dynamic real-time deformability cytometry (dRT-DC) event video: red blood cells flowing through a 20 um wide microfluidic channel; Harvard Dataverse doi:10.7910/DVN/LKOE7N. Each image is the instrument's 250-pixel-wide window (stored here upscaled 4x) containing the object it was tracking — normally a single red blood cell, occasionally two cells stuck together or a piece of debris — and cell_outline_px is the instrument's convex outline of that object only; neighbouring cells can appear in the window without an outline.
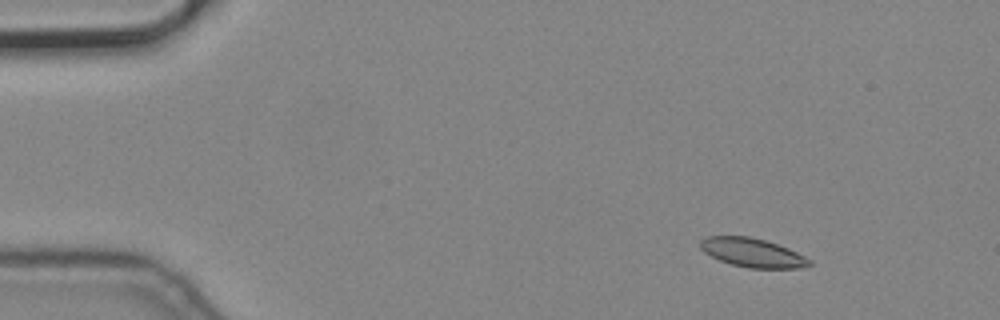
{"species": "common noctule bat (a hibernating species)", "species_latin": "Nyctalus noctula", "temperature_condition": "cold", "stored_images_in_passage": 6, "camera_frame_rate_fps": 3000, "um_per_image_px": 0.085, "animal": {"sex": "male", "body_mass_g": 19.2, "forearm_length_mm": 51.8}, "frame": {"image": 1, "passage_image": 2, "time_ms": 0.333, "image_size_px": [1000, 320], "cell_outline_px": [[812, 264], [800, 268], [748, 268], [732, 264], [720, 260], [704, 252], [700, 248], [700, 240], [704, 236], [748, 236], [764, 240], [788, 248], [812, 260]], "centroid_in_image_um": [63.94, 21.47], "position_along_channel_um": 21.1, "area_um2": 18.26}}
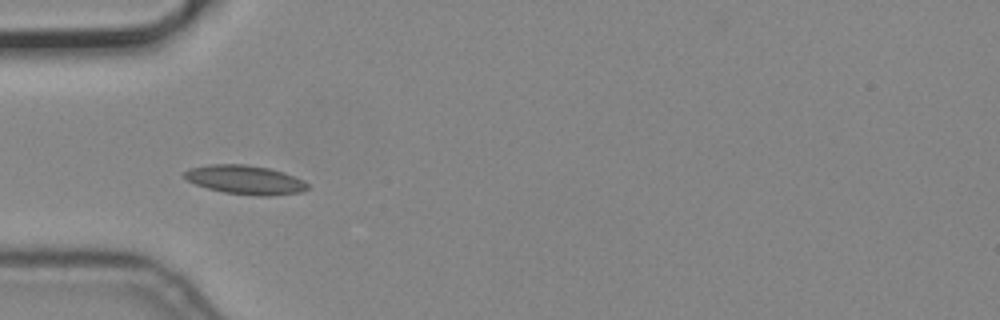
{"frame": {"image": 2, "passage_image": 5, "time_ms": 1.333, "image_size_px": [1000, 320], "cell_outline_px": [[308, 188], [304, 192], [268, 196], [260, 196], [224, 192], [208, 188], [196, 184], [188, 180], [184, 176], [184, 172], [188, 168], [208, 164], [244, 164], [268, 168], [284, 172], [304, 180], [308, 184]], "centroid_in_image_um": [20.86, 15.28], "position_along_channel_um": 64.1, "area_um2": 20.81}}
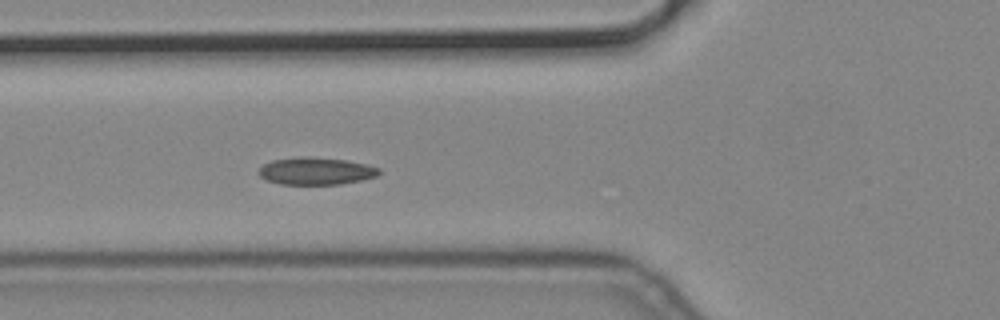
{"frame": {"image": 3, "passage_image": 6, "time_ms": 1.667, "image_size_px": [1000, 320], "cell_outline_px": [[380, 172], [376, 176], [360, 180], [340, 184], [280, 184], [268, 180], [260, 176], [256, 172], [264, 164], [272, 160], [304, 156], [308, 156], [344, 160], [368, 164], [380, 168]], "centroid_in_image_um": [26.85, 14.53], "position_along_channel_um": 99.0, "area_um2": 19.07}}